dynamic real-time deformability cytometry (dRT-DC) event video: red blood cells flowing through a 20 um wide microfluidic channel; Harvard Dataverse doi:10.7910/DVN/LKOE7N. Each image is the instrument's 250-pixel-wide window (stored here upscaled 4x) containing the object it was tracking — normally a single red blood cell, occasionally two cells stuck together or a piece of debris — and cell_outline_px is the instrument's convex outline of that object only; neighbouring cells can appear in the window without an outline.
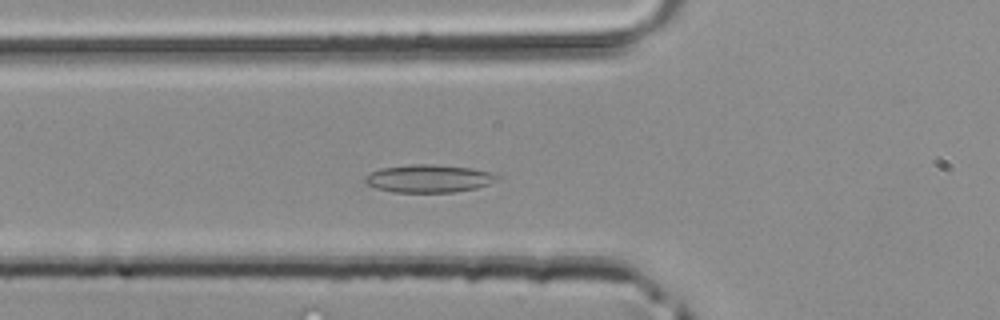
{"species": "common noctule bat (a hibernating species)", "species_latin": "Nyctalus noctula", "temperature_condition": "room temperature", "stored_images_in_passage": 37, "camera_frame_rate_fps": 3000, "um_per_image_px": 0.085, "animal": {"sex": "male", "body_mass_g": 20.4}, "frame": {"image": 1, "passage_image": 7, "time_ms": 2.0, "image_size_px": [1000, 320], "cell_outline_px": [[500, 176], [496, 180], [488, 184], [476, 188], [452, 192], [392, 192], [376, 188], [368, 184], [364, 180], [364, 176], [380, 168], [408, 164], [432, 164], [472, 168], [492, 172]], "centroid_in_image_um": [36.44, 15.16], "position_along_channel_um": 89.4, "area_um2": 21.44}}
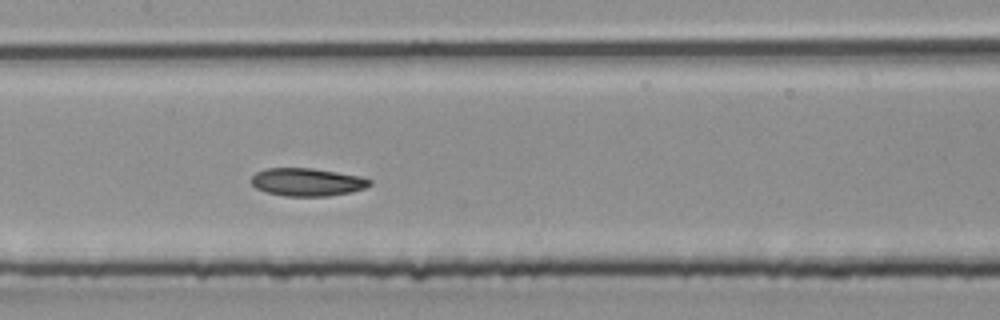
{"frame": {"image": 2, "passage_image": 13, "time_ms": 4.0, "image_size_px": [1000, 320], "cell_outline_px": [[372, 184], [364, 188], [352, 192], [328, 196], [284, 196], [264, 192], [256, 188], [252, 184], [252, 176], [256, 172], [264, 168], [312, 168], [360, 176], [372, 180]], "centroid_in_image_um": [26.1, 15.48], "position_along_channel_um": 181.3, "area_um2": 19.36}}
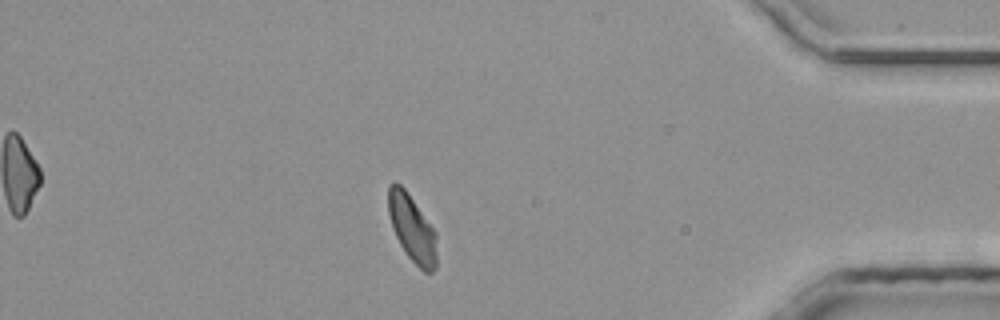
{"frame": {"image": 3, "passage_image": 30, "time_ms": 9.667, "image_size_px": [1000, 320], "cell_outline_px": [[436, 268], [432, 272], [424, 272], [408, 256], [400, 244], [392, 228], [388, 212], [388, 184], [400, 184], [404, 188], [436, 232]], "centroid_in_image_um": [35.02, 19.43], "position_along_channel_um": 400.2, "area_um2": 18.61}}